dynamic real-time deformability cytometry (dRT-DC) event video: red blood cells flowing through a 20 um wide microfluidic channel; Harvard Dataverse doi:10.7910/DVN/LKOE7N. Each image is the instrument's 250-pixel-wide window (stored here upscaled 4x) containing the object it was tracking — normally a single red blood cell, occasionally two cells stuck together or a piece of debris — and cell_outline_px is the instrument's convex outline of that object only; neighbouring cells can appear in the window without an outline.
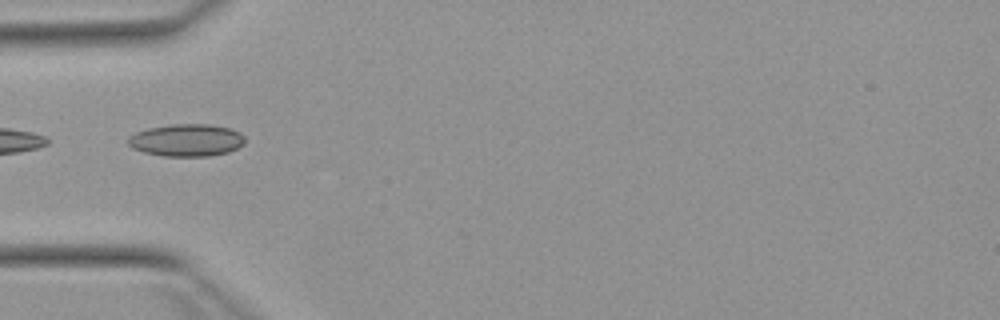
{"species": "Egyptian fruit bat (a non-hibernating species)", "species_latin": "Rousettus aegyptiacus", "temperature_condition": "warm", "stored_images_in_passage": 5, "camera_frame_rate_fps": 3000, "um_per_image_px": 0.085, "animal": {"sex": "female"}, "frame": {"image": 1, "passage_image": 3, "time_ms": 0.667, "image_size_px": [1000, 320], "cell_outline_px": [[244, 144], [228, 152], [208, 156], [164, 156], [144, 152], [132, 148], [128, 144], [128, 136], [136, 132], [148, 128], [172, 124], [208, 124], [232, 128], [240, 132], [244, 136]], "centroid_in_image_um": [15.86, 11.91], "position_along_channel_um": 69.1, "area_um2": 22.08}}